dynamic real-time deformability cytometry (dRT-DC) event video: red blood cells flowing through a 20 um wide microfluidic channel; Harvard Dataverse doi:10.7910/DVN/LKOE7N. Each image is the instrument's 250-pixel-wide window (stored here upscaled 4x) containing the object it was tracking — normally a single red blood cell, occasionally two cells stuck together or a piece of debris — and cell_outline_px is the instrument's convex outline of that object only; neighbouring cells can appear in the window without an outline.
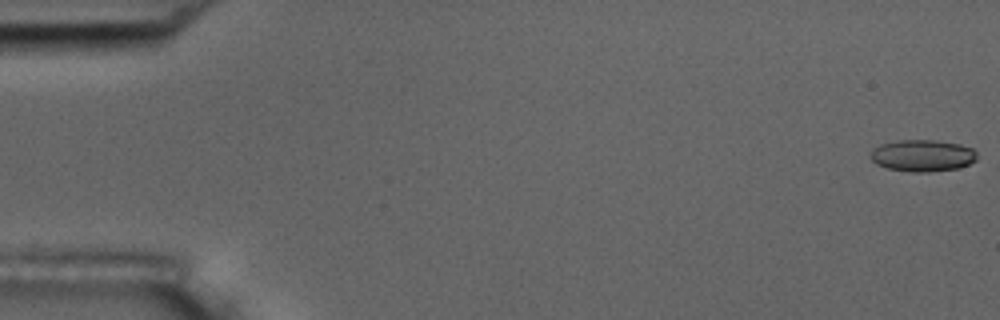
{"species": "common noctule bat (a hibernating species)", "species_latin": "Nyctalus noctula", "temperature_condition": "room temperature", "stored_images_in_passage": 6, "camera_frame_rate_fps": 3000, "um_per_image_px": 0.085, "animal": {"sex": "male", "body_mass_g": 17.5, "forearm_length_mm": 52.3}, "frame": {"image": 1, "passage_image": 1, "time_ms": 0.0, "image_size_px": [1000, 320], "cell_outline_px": [[976, 160], [968, 164], [956, 168], [928, 172], [908, 172], [888, 168], [876, 164], [872, 160], [872, 152], [880, 144], [900, 140], [936, 140], [960, 144], [972, 148], [976, 152]], "centroid_in_image_um": [78.43, 13.22], "position_along_channel_um": 6.6, "area_um2": 19.54}}
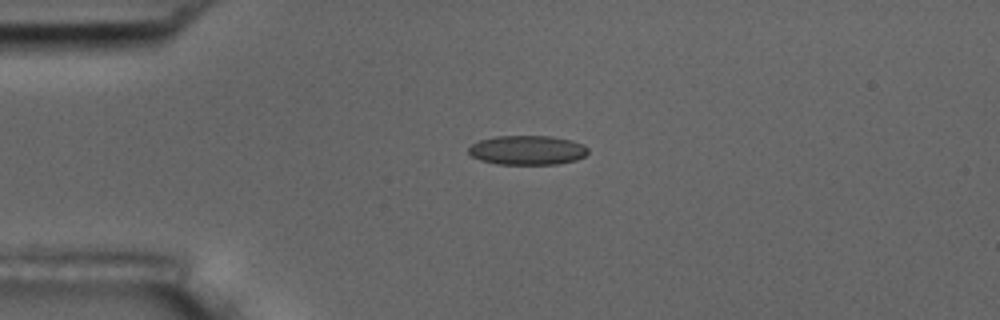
{"frame": {"image": 2, "passage_image": 4, "time_ms": 1.0, "image_size_px": [1000, 320], "cell_outline_px": [[588, 152], [584, 156], [576, 160], [556, 164], [496, 164], [480, 160], [472, 156], [468, 152], [468, 148], [472, 144], [480, 140], [496, 136], [552, 136], [572, 140], [584, 144], [588, 148]], "centroid_in_image_um": [44.83, 12.76], "position_along_channel_um": 40.2, "area_um2": 20.52}}